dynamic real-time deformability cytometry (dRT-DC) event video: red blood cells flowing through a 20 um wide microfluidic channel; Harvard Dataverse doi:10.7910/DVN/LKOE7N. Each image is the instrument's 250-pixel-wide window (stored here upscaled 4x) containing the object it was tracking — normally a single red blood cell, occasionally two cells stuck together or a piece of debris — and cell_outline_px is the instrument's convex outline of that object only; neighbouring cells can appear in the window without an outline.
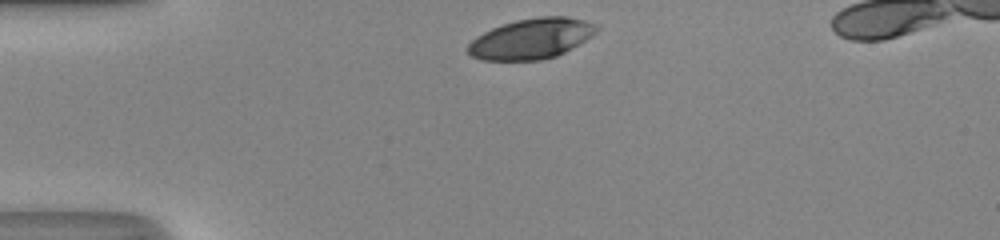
{"species": "human", "species_latin": "Homo sapiens", "temperature_condition": "room temperature", "stored_images_in_passage": 29, "camera_frame_rate_fps": 3000, "um_per_image_px": 0.085, "donor": {"sex": "male"}, "frame": {"image": 1, "passage_image": 1, "time_ms": 0.0, "image_size_px": [1000, 240], "cell_outline_px": [[600, 28], [592, 36], [564, 52], [556, 56], [540, 60], [484, 60], [472, 56], [468, 52], [468, 44], [476, 36], [492, 28], [516, 20], [540, 16], [568, 16], [600, 24]], "centroid_in_image_um": [45.21, 3.27], "position_along_channel_um": 39.8, "area_um2": 30.29}}
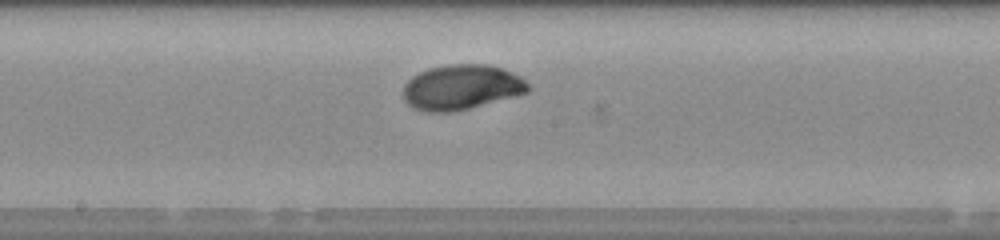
{"frame": {"image": 2, "passage_image": 16, "time_ms": 5.0, "image_size_px": [1000, 240], "cell_outline_px": [[532, 88], [528, 92], [468, 108], [452, 112], [428, 112], [416, 108], [408, 104], [404, 100], [404, 84], [412, 76], [428, 68], [448, 64], [492, 64], [504, 68], [520, 76]], "centroid_in_image_um": [39.23, 7.39], "position_along_channel_um": 209.0, "area_um2": 32.71}}
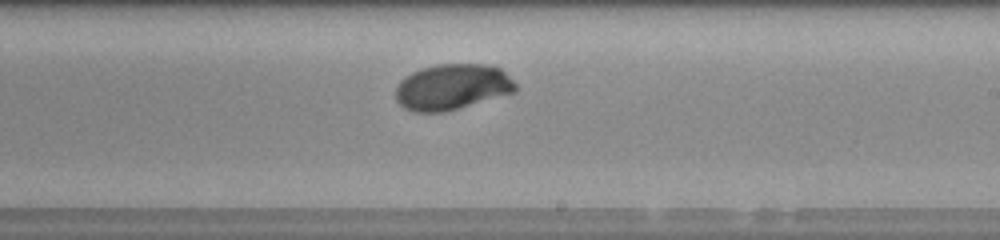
{"frame": {"image": 3, "passage_image": 19, "time_ms": 6.0, "image_size_px": [1000, 240], "cell_outline_px": [[516, 92], [444, 112], [412, 112], [404, 108], [396, 100], [396, 88], [400, 80], [404, 76], [420, 68], [436, 64], [488, 64], [500, 68], [516, 84]], "centroid_in_image_um": [38.41, 7.39], "position_along_channel_um": 250.6, "area_um2": 32.14}, "authors_computed_cell_mechanics": {"area_um2": 31.6166, "velocity_mm_per_s": 4.1659, "shape_relaxation_time_tau1_ms": 3.004, "shape_relaxation_time_tau2_ms": null, "deformation_change_tau1": 0.1615, "deformation_change_tau2": null}}